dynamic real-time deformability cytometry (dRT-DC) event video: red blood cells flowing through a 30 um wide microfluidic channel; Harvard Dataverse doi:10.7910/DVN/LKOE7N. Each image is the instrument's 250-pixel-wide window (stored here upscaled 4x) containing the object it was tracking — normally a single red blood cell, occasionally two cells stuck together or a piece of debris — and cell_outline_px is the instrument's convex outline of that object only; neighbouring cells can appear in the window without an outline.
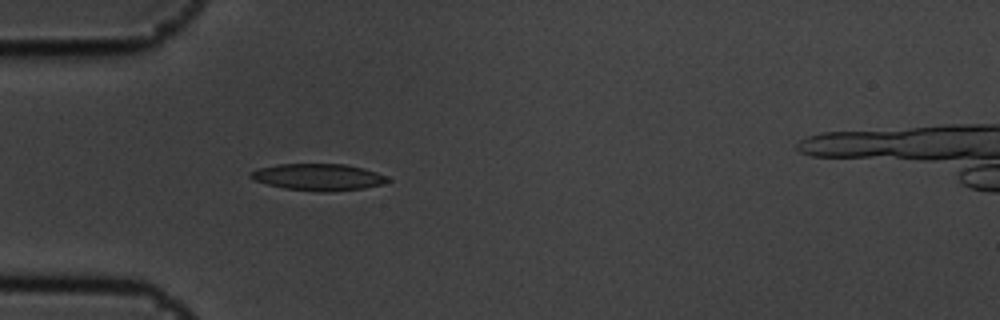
{"species": "common noctule bat (a hibernating species)", "species_latin": "Nyctalus noctula", "temperature_condition": "cold", "stored_images_in_passage": 4, "camera_frame_rate_fps": 3000, "um_per_image_px": 0.085, "animal": {"sex": "male", "body_mass_g": 19.5, "forearm_length_mm": 54.6}, "frame": {"image": 1, "passage_image": 4, "time_ms": 1.0, "image_size_px": [1000, 320], "cell_outline_px": [[392, 180], [384, 184], [364, 188], [328, 192], [320, 192], [284, 188], [252, 180], [248, 176], [252, 172], [260, 168], [280, 164], [344, 164], [364, 168], [388, 176]], "centroid_in_image_um": [27.11, 15.06], "position_along_channel_um": 57.9, "area_um2": 21.39}}